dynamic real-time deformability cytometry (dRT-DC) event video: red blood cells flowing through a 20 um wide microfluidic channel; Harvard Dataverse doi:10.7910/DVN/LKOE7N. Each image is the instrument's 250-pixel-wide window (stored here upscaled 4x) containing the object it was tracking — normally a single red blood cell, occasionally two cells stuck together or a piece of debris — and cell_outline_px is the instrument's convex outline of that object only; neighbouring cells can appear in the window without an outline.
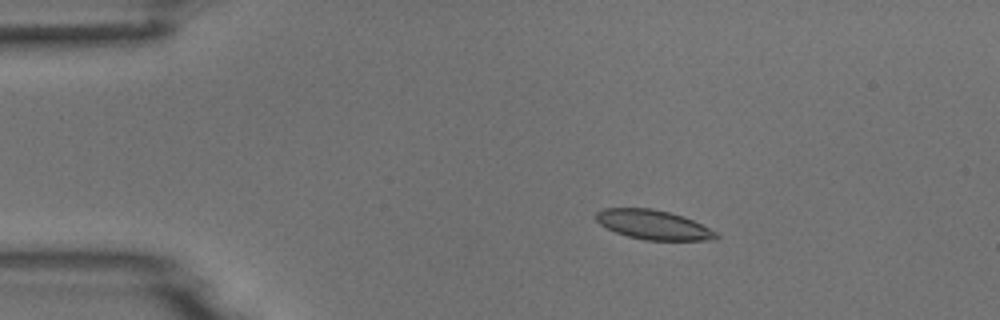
{"species": "common noctule bat (a hibernating species)", "species_latin": "Nyctalus noctula", "temperature_condition": "room temperature", "stored_images_in_passage": 3, "camera_frame_rate_fps": 3000, "um_per_image_px": 0.085, "animal": {"sex": "male", "body_mass_g": 18.8}, "frame": {"image": 1, "passage_image": 2, "time_ms": 0.333, "image_size_px": [1000, 320], "cell_outline_px": [[720, 236], [716, 240], [644, 240], [628, 236], [616, 232], [600, 224], [596, 220], [596, 212], [604, 208], [652, 208], [684, 216], [716, 232]], "centroid_in_image_um": [55.54, 19.1], "position_along_channel_um": 29.5, "area_um2": 20.46}}